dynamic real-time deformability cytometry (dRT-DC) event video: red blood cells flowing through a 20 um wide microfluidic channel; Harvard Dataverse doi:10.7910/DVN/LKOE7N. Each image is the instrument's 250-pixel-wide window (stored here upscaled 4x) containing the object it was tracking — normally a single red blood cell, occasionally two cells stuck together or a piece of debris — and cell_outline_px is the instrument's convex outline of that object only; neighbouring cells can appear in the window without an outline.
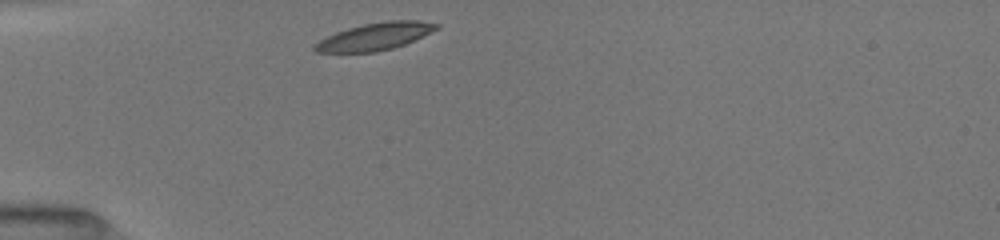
{"species": "common noctule bat (a hibernating species)", "species_latin": "Nyctalus noctula", "temperature_condition": "room temperature", "stored_images_in_passage": 13, "camera_frame_rate_fps": 3000, "um_per_image_px": 0.085, "animal": {"sex": "female", "body_mass_g": 19.5, "forearm_length_mm": 54.1}, "frame": {"image": 1, "passage_image": 1, "time_ms": 0.0, "image_size_px": [1000, 240], "cell_outline_px": [[440, 28], [404, 44], [392, 48], [376, 52], [316, 52], [312, 48], [320, 40], [336, 32], [348, 28], [364, 24], [388, 20], [420, 20], [440, 24]], "centroid_in_image_um": [31.91, 3.09], "position_along_channel_um": 53.1, "area_um2": 19.19}}
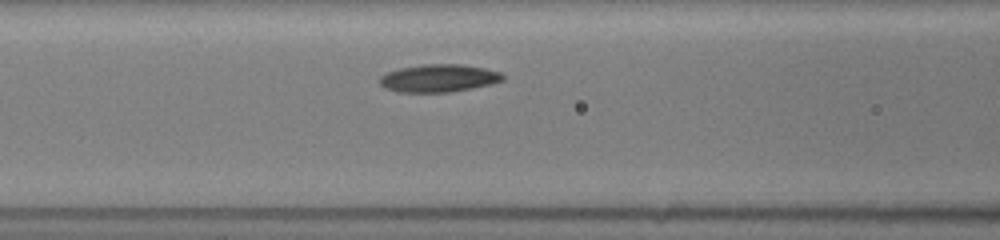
{"frame": {"image": 2, "passage_image": 6, "time_ms": 2.333, "image_size_px": [1000, 240], "cell_outline_px": [[504, 80], [472, 88], [448, 92], [396, 92], [384, 88], [380, 84], [380, 76], [388, 72], [400, 68], [424, 64], [460, 64], [484, 68], [500, 72], [504, 76]], "centroid_in_image_um": [37.26, 6.64], "position_along_channel_um": 129.3, "area_um2": 19.77}}
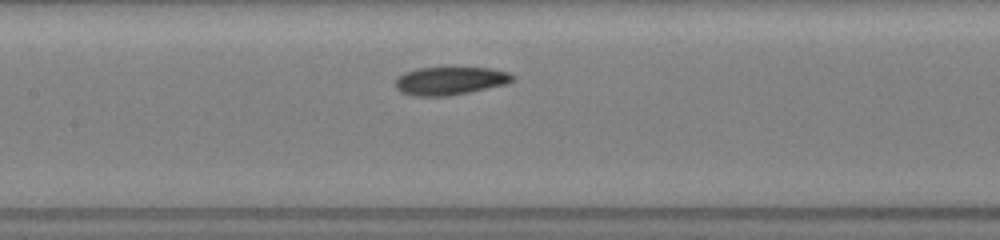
{"frame": {"image": 3, "passage_image": 10, "time_ms": 3.333, "image_size_px": [1000, 240], "cell_outline_px": [[516, 80], [504, 84], [468, 92], [448, 96], [416, 96], [400, 92], [396, 88], [396, 80], [404, 72], [416, 68], [448, 64], [452, 64], [492, 68], [508, 72], [516, 76]], "centroid_in_image_um": [38.28, 6.8], "position_along_channel_um": 169.1, "area_um2": 20.23}}